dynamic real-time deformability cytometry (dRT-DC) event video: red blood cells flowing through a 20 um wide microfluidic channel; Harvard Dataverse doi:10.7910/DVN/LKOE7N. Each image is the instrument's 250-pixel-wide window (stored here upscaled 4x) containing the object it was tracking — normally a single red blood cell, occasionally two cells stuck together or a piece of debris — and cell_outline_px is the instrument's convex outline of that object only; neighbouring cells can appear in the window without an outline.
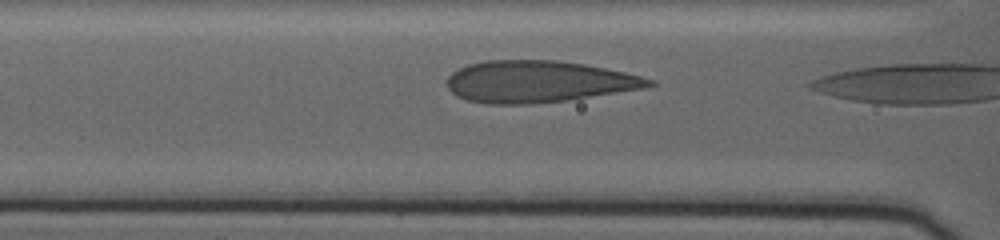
{"species": "human", "species_latin": "Homo sapiens", "temperature_condition": "warm", "stored_images_in_passage": 10, "camera_frame_rate_fps": 3000, "um_per_image_px": 0.085, "donor": {"sex": "female"}, "frame": {"image": 1, "passage_image": 9, "time_ms": 2.667, "image_size_px": [1000, 240], "cell_outline_px": [[656, 84], [640, 88], [564, 100], [532, 104], [488, 104], [468, 100], [456, 96], [448, 88], [448, 76], [452, 72], [468, 64], [484, 60], [556, 60], [584, 64], [624, 72], [640, 76], [652, 80]], "centroid_in_image_um": [45.67, 6.93], "position_along_channel_um": 120.9, "area_um2": 48.49}}